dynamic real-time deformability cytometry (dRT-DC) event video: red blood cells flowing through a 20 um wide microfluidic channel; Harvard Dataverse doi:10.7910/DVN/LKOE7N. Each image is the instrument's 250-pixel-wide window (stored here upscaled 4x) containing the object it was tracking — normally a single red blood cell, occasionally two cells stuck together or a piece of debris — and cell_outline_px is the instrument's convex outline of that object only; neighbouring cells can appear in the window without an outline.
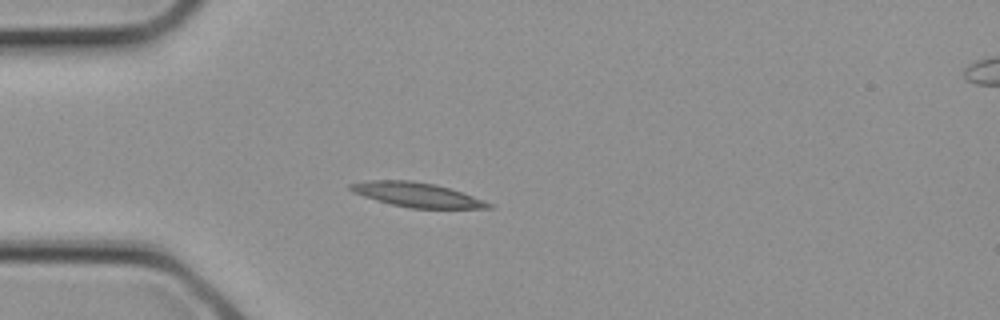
{"species": "common noctule bat (a hibernating species)", "species_latin": "Nyctalus noctula", "temperature_condition": "cold", "stored_images_in_passage": 3, "camera_frame_rate_fps": 3000, "um_per_image_px": 0.085, "animal": {"sex": "female", "body_mass_g": 21.9}, "frame": {"image": 1, "passage_image": 3, "time_ms": 0.667, "image_size_px": [1000, 320], "cell_outline_px": [[496, 208], [412, 208], [392, 204], [376, 200], [352, 192], [348, 188], [348, 184], [368, 180], [412, 180], [436, 184], [484, 200], [492, 204]], "centroid_in_image_um": [35.41, 16.54], "position_along_channel_um": 49.6, "area_um2": 19.54}}